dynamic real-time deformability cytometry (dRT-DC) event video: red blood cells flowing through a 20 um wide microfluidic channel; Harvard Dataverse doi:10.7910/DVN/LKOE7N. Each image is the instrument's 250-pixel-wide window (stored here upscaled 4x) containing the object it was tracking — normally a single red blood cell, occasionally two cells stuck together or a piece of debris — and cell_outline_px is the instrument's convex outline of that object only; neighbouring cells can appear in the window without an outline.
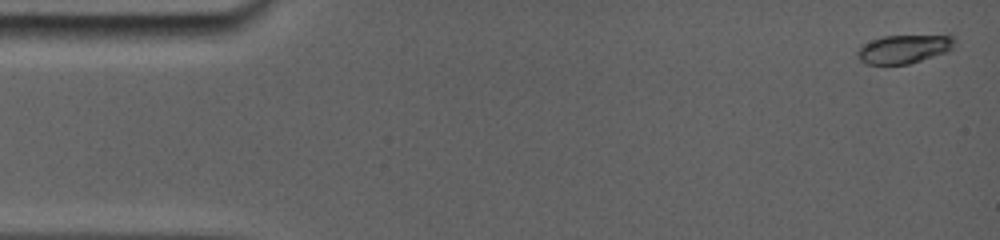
{"species": "common noctule bat (a hibernating species)", "species_latin": "Nyctalus noctula", "temperature_condition": "room temperature", "stored_images_in_passage": 31, "camera_frame_rate_fps": 5000, "um_per_image_px": 0.085, "animal": {"sex": "female", "body_mass_g": 19.0, "forearm_length_mm": 56.7}, "frame": {"image": 1, "passage_image": 1, "time_ms": 0.0, "image_size_px": [1000, 240], "cell_outline_px": [[956, 40], [952, 48], [948, 52], [908, 64], [868, 64], [860, 60], [856, 56], [856, 52], [860, 44], [884, 36], [948, 32]], "centroid_in_image_um": [76.91, 4.1], "position_along_channel_um": 8.1, "area_um2": 17.11}}
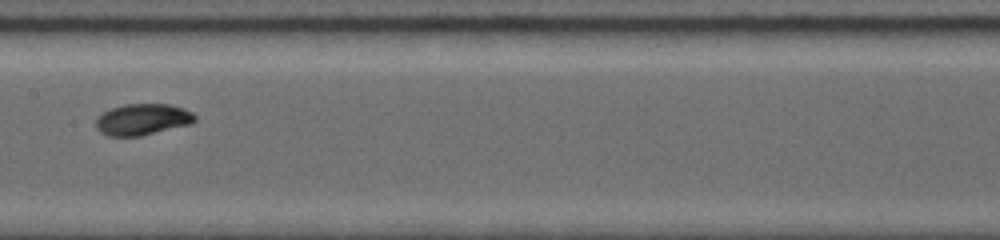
{"frame": {"image": 2, "passage_image": 13, "time_ms": 8.0, "image_size_px": [1000, 240], "cell_outline_px": [[196, 120], [188, 124], [140, 136], [112, 136], [96, 128], [96, 120], [104, 112], [112, 108], [124, 104], [168, 104], [184, 108], [192, 112], [196, 116]], "centroid_in_image_um": [12.14, 10.13], "position_along_channel_um": 195.3, "area_um2": 17.69}}
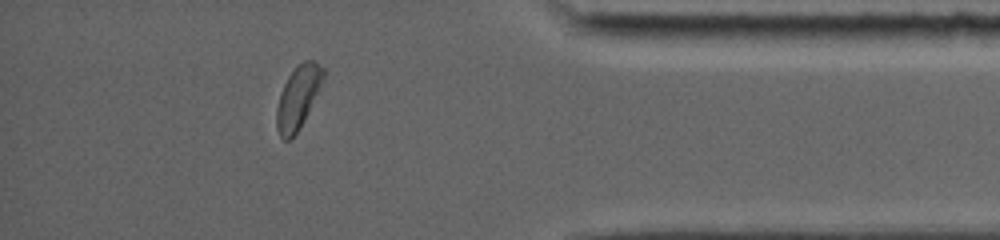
{"frame": {"image": 3, "passage_image": 26, "time_ms": 14.0, "image_size_px": [1000, 240], "cell_outline_px": [[324, 76], [308, 112], [304, 120], [296, 132], [288, 140], [284, 140], [280, 136], [276, 128], [276, 108], [280, 92], [288, 76], [304, 60], [312, 60], [324, 68]], "centroid_in_image_um": [25.3, 8.28], "position_along_channel_um": 409.9, "area_um2": 16.59}, "authors_computed_cell_mechanics": {"area_um2": 17.1666, "velocity_mm_per_s": 3.8636, "shape_relaxation_time_tau1_ms": 2.5346, "shape_relaxation_time_tau2_ms": null, "deformation_change_tau1": 0.1043, "deformation_change_tau2": null}}